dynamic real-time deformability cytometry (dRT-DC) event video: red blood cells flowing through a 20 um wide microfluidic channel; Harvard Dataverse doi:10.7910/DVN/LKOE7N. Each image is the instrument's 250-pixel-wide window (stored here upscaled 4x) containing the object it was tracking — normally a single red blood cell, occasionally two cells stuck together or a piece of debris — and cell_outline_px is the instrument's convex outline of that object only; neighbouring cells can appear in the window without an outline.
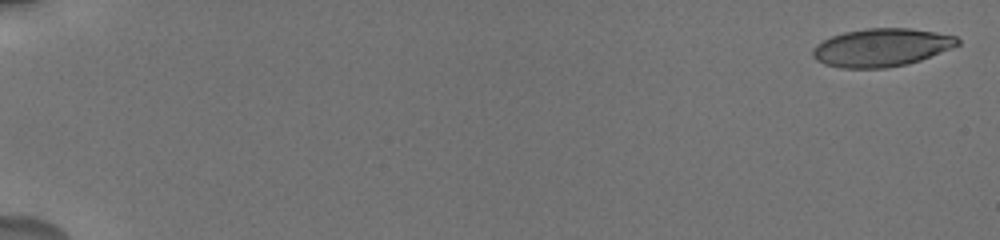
{"species": "human", "species_latin": "Homo sapiens", "temperature_condition": "cold", "stored_images_in_passage": 16, "camera_frame_rate_fps": 3000, "um_per_image_px": 0.085, "donor": {"sex": "male"}, "frame": {"image": 1, "passage_image": 1, "time_ms": 0.0, "image_size_px": [1000, 240], "cell_outline_px": [[960, 44], [952, 48], [920, 60], [908, 64], [884, 68], [840, 68], [824, 64], [816, 60], [812, 56], [812, 48], [816, 44], [832, 36], [844, 32], [868, 28], [908, 28], [936, 32], [956, 36], [960, 40]], "centroid_in_image_um": [74.91, 4.04], "position_along_channel_um": 10.1, "area_um2": 32.19}}
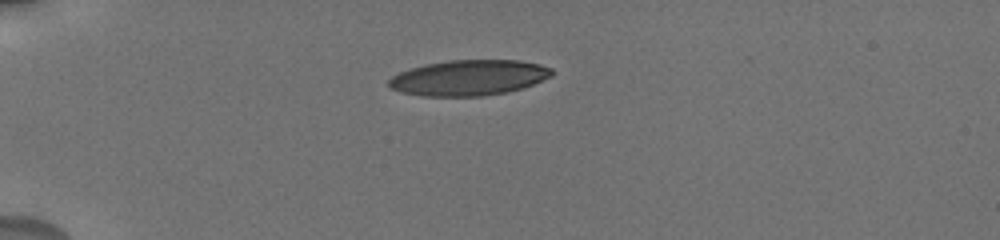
{"frame": {"image": 2, "passage_image": 14, "time_ms": 5.0, "image_size_px": [1000, 240], "cell_outline_px": [[552, 76], [524, 88], [508, 92], [480, 96], [424, 96], [400, 92], [392, 88], [388, 84], [388, 80], [392, 76], [400, 72], [412, 68], [428, 64], [448, 60], [520, 60], [540, 64], [552, 68]], "centroid_in_image_um": [39.88, 6.61], "position_along_channel_um": 45.1, "area_um2": 33.76}}